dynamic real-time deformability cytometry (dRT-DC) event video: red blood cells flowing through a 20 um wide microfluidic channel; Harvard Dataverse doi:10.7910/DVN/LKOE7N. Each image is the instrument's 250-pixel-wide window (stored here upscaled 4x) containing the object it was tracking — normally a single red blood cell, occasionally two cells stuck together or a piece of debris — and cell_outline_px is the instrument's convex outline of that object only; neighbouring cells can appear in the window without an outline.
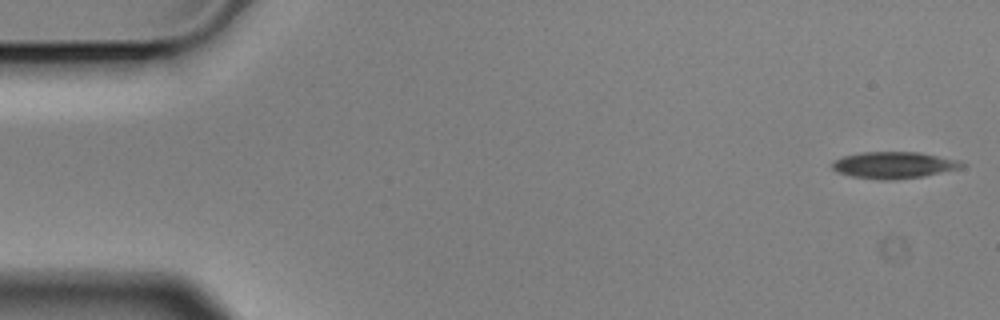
{"species": "Egyptian fruit bat (a non-hibernating species)", "species_latin": "Rousettus aegyptiacus", "temperature_condition": "cold", "stored_images_in_passage": 5, "camera_frame_rate_fps": 3000, "um_per_image_px": 0.085, "animal": {"sex": "male"}, "frame": {"image": 1, "passage_image": 1, "time_ms": 0.0, "image_size_px": [1000, 320], "cell_outline_px": [[968, 164], [960, 168], [924, 176], [892, 180], [880, 180], [852, 176], [840, 172], [832, 168], [832, 164], [836, 160], [844, 156], [864, 152], [920, 152], [960, 160]], "centroid_in_image_um": [76.04, 14.03], "position_along_channel_um": 9.0, "area_um2": 20.0}}
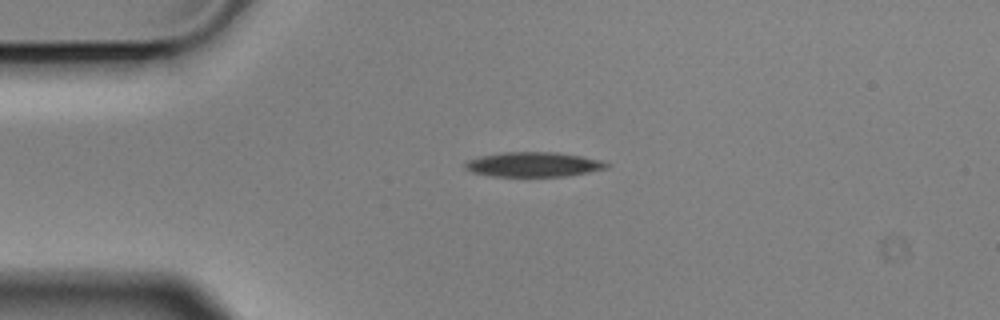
{"frame": {"image": 2, "passage_image": 4, "time_ms": 1.0, "image_size_px": [1000, 320], "cell_outline_px": [[612, 164], [608, 168], [568, 176], [492, 176], [472, 172], [464, 168], [464, 164], [468, 160], [480, 156], [500, 152], [556, 152], [604, 160]], "centroid_in_image_um": [45.38, 13.97], "position_along_channel_um": 39.6, "area_um2": 20.52}}